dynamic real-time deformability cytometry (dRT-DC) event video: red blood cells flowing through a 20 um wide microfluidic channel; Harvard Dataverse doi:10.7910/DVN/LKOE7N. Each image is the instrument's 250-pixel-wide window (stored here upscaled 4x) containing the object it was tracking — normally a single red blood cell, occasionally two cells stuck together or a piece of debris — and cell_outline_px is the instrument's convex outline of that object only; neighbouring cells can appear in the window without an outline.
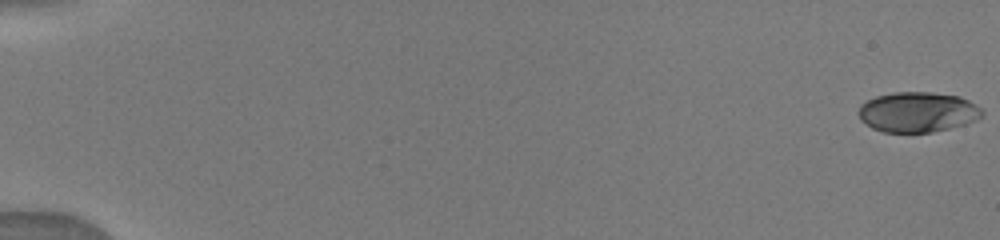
{"species": "human", "species_latin": "Homo sapiens", "temperature_condition": "warm", "stored_images_in_passage": 52, "camera_frame_rate_fps": 3000, "um_per_image_px": 0.085, "donor": {"sex": "male"}, "frame": {"image": 1, "passage_image": 1, "time_ms": 0.0, "image_size_px": [1000, 240], "cell_outline_px": [[984, 116], [976, 120], [964, 124], [932, 132], [884, 132], [872, 128], [860, 120], [860, 104], [876, 96], [892, 92], [932, 92], [960, 96], [976, 104], [984, 112]], "centroid_in_image_um": [78.02, 9.51], "position_along_channel_um": 7.0, "area_um2": 28.96}}
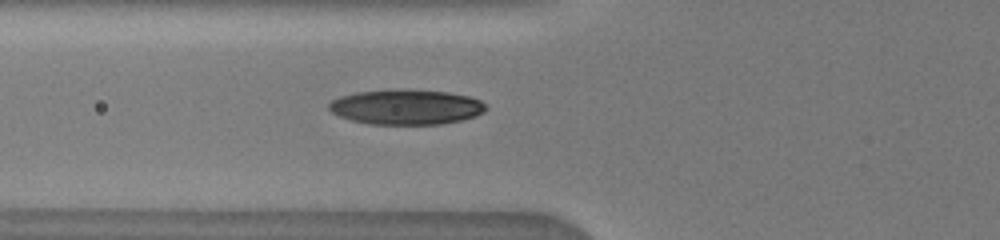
{"frame": {"image": 2, "passage_image": 23, "time_ms": 6.667, "image_size_px": [1000, 240], "cell_outline_px": [[488, 108], [484, 112], [476, 116], [464, 120], [440, 124], [368, 124], [352, 120], [340, 116], [332, 112], [328, 108], [328, 104], [332, 100], [340, 96], [356, 92], [404, 88], [408, 88], [448, 92], [468, 96], [480, 100]], "centroid_in_image_um": [34.54, 9.08], "position_along_channel_um": 91.3, "area_um2": 32.43}}
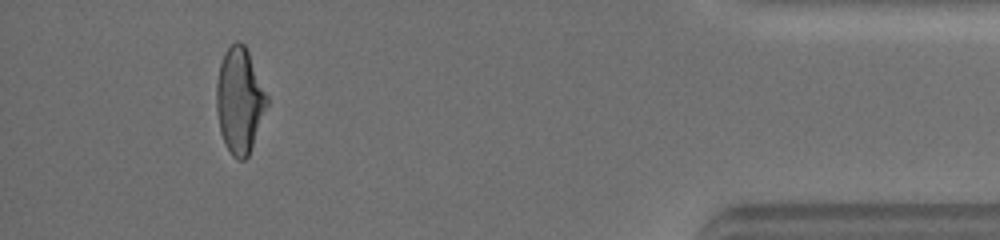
{"frame": {"image": 3, "passage_image": 50, "time_ms": 15.667, "image_size_px": [1000, 240], "cell_outline_px": [[268, 104], [248, 156], [244, 160], [240, 160], [232, 156], [220, 132], [216, 108], [216, 80], [220, 64], [224, 52], [236, 40], [240, 40], [244, 44], [248, 52], [268, 96]], "centroid_in_image_um": [20.35, 8.52], "position_along_channel_um": 414.8, "area_um2": 30.87}}